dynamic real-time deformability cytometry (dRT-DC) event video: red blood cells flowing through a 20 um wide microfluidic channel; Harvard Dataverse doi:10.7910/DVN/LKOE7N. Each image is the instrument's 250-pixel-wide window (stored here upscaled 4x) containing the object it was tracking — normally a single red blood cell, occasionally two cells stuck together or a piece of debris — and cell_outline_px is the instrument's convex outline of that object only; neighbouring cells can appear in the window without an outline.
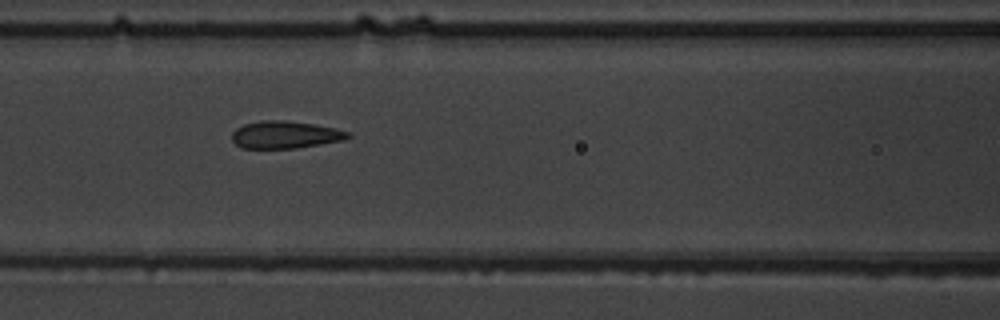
{"species": "common noctule bat (a hibernating species)", "species_latin": "Nyctalus noctula", "temperature_condition": "warm", "stored_images_in_passage": 7, "camera_frame_rate_fps": 3000, "um_per_image_px": 0.085, "animal": {"sex": "male", "body_mass_g": 19.5, "forearm_length_mm": 54.6}, "frame": {"image": 1, "passage_image": 4, "time_ms": 3.333, "image_size_px": [1000, 320], "cell_outline_px": [[352, 136], [344, 140], [296, 148], [240, 148], [232, 140], [232, 132], [236, 128], [244, 124], [260, 120], [284, 120], [312, 124], [336, 128], [352, 132]], "centroid_in_image_um": [24.25, 11.45], "position_along_channel_um": 142.3, "area_um2": 18.61}}
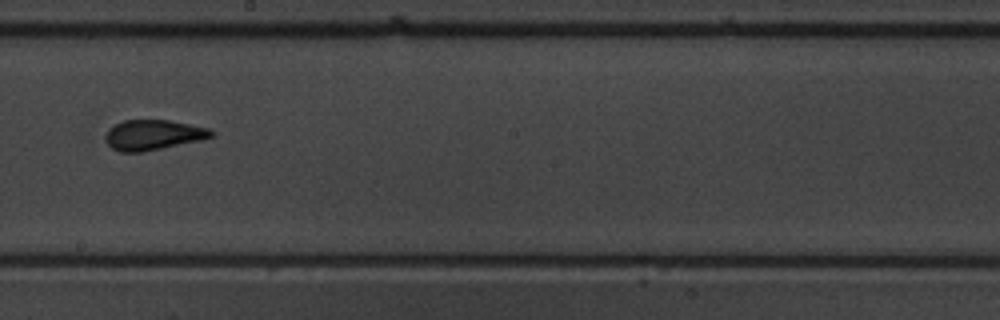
{"frame": {"image": 2, "passage_image": 6, "time_ms": 5.667, "image_size_px": [1000, 320], "cell_outline_px": [[216, 132], [212, 136], [204, 140], [140, 152], [120, 152], [112, 148], [104, 140], [104, 136], [108, 128], [124, 120], [168, 120], [208, 128]], "centroid_in_image_um": [13.01, 11.47], "position_along_channel_um": 235.2, "area_um2": 18.67}}
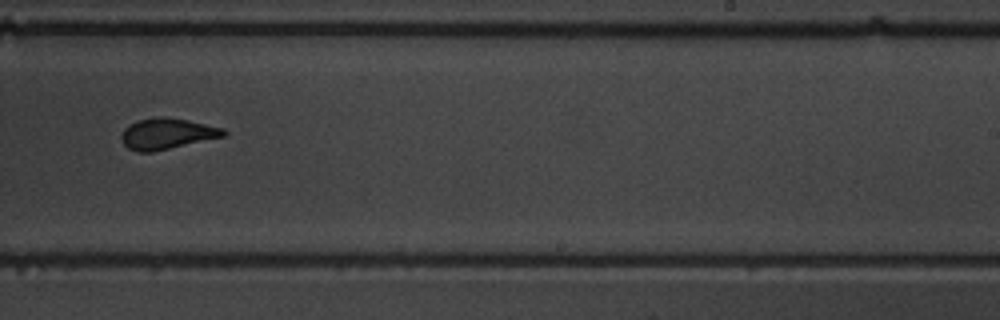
{"frame": {"image": 3, "passage_image": 7, "time_ms": 6.667, "image_size_px": [1000, 320], "cell_outline_px": [[228, 132], [224, 136], [152, 152], [136, 152], [128, 148], [124, 144], [120, 136], [124, 128], [128, 124], [136, 120], [156, 116], [164, 116], [188, 120], [224, 128]], "centroid_in_image_um": [14.16, 11.35], "position_along_channel_um": 274.8, "area_um2": 18.55}}